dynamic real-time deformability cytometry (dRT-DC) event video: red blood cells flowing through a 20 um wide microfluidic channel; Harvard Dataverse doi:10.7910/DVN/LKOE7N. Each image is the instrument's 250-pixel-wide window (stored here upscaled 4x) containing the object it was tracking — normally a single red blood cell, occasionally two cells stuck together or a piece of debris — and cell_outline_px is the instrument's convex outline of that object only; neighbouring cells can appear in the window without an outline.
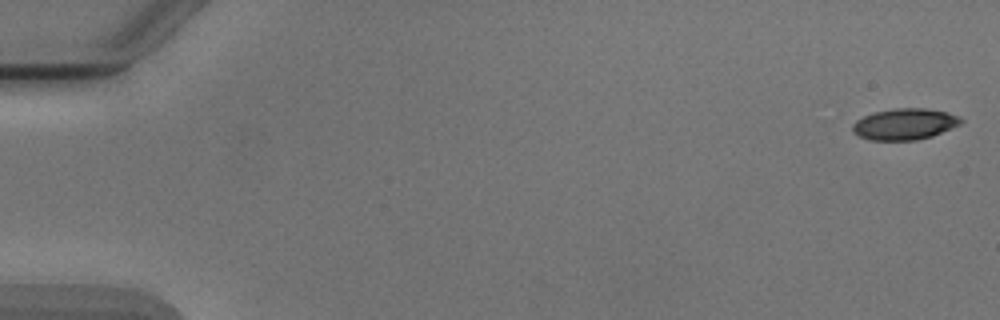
{"species": "Egyptian fruit bat (a non-hibernating species)", "species_latin": "Rousettus aegyptiacus", "temperature_condition": "cold", "stored_images_in_passage": 6, "camera_frame_rate_fps": 3000, "um_per_image_px": 0.085, "animal": {"sex": "male"}, "frame": {"image": 1, "passage_image": 1, "time_ms": 0.0, "image_size_px": [1000, 320], "cell_outline_px": [[964, 120], [960, 124], [932, 136], [916, 140], [872, 140], [860, 136], [852, 132], [852, 124], [856, 120], [872, 112], [892, 108], [928, 108], [948, 112], [960, 116]], "centroid_in_image_um": [76.9, 10.53], "position_along_channel_um": 8.1, "area_um2": 19.88}}
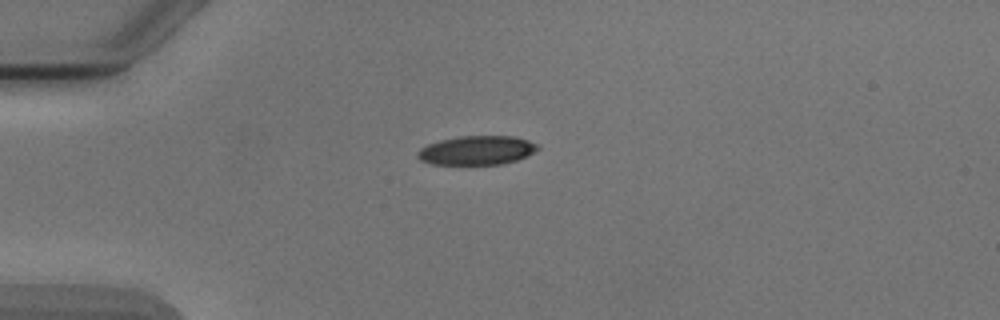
{"frame": {"image": 2, "passage_image": 4, "time_ms": 4.333, "image_size_px": [1000, 320], "cell_outline_px": [[540, 148], [528, 156], [516, 160], [500, 164], [432, 164], [420, 160], [416, 156], [416, 152], [420, 148], [428, 144], [440, 140], [460, 136], [516, 136], [540, 144]], "centroid_in_image_um": [40.55, 12.77], "position_along_channel_um": 44.5, "area_um2": 20.46}}
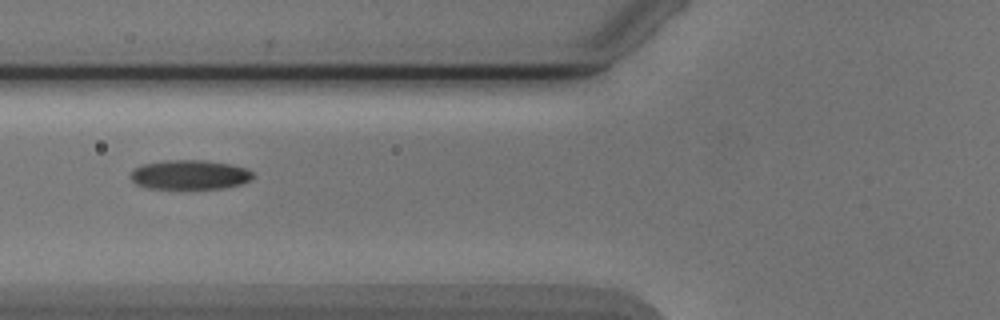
{"frame": {"image": 3, "passage_image": 6, "time_ms": 6.667, "image_size_px": [1000, 320], "cell_outline_px": [[256, 176], [252, 180], [240, 184], [224, 188], [184, 192], [148, 188], [136, 184], [132, 180], [132, 168], [144, 164], [164, 160], [204, 160], [228, 164], [244, 168], [252, 172]], "centroid_in_image_um": [16.12, 14.91], "position_along_channel_um": 109.7, "area_um2": 21.96}}